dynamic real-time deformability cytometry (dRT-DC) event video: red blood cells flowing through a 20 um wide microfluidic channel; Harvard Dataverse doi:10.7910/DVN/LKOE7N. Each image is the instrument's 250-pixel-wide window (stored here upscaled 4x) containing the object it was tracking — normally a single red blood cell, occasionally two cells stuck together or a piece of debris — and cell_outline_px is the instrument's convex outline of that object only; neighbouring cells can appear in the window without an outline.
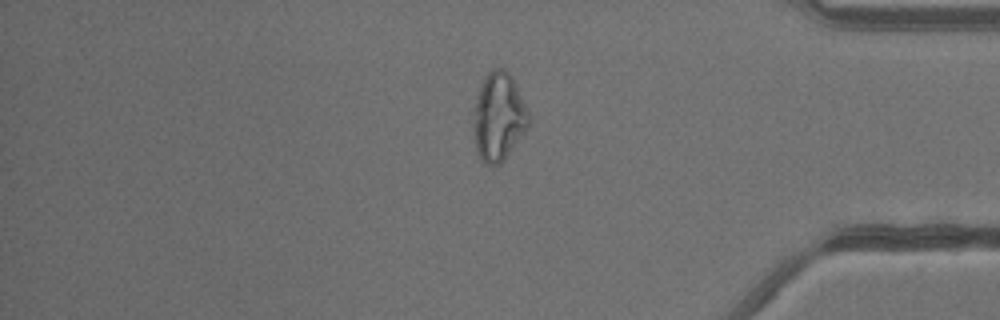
{"species": "common noctule bat (a hibernating species)", "species_latin": "Nyctalus noctula", "temperature_condition": "warm", "stored_images_in_passage": 40, "camera_frame_rate_fps": 3000, "um_per_image_px": 0.085, "animal": {"sex": "male", "body_mass_g": 13.3}, "frame": {"image": 1, "passage_image": 34, "time_ms": 11.0, "image_size_px": [1000, 320], "cell_outline_px": [[532, 120], [528, 128], [504, 160], [500, 164], [484, 164], [480, 160], [476, 152], [472, 132], [472, 112], [480, 88], [488, 72], [492, 68], [500, 68], [508, 72], [512, 76], [516, 84]], "centroid_in_image_um": [42.37, 9.97], "position_along_channel_um": 392.8, "area_um2": 28.84}}